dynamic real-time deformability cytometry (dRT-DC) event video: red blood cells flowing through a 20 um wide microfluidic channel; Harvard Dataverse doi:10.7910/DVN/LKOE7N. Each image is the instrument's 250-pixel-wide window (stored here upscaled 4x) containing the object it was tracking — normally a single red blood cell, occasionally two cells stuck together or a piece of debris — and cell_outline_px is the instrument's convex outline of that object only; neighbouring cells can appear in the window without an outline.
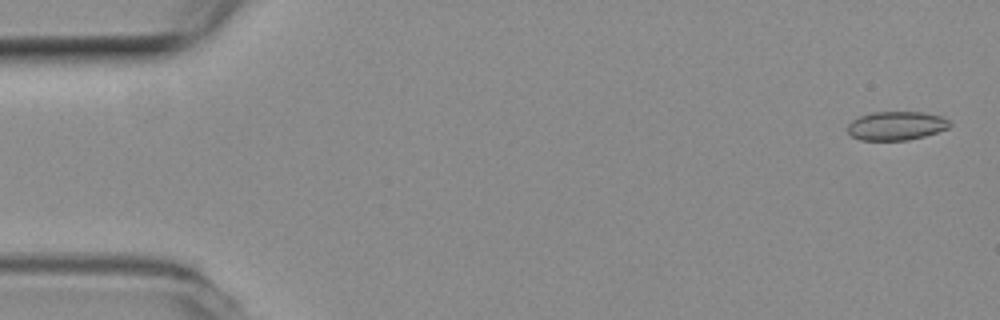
{"species": "common noctule bat (a hibernating species)", "species_latin": "Nyctalus noctula", "temperature_condition": "room temperature", "stored_images_in_passage": 5, "camera_frame_rate_fps": 3000, "um_per_image_px": 0.085, "animal": {"sex": "female", "body_mass_g": 19.3, "forearm_length_mm": 54.1}, "frame": {"image": 1, "passage_image": 1, "time_ms": 0.0, "image_size_px": [1000, 320], "cell_outline_px": [[952, 124], [948, 128], [924, 136], [908, 140], [860, 140], [852, 136], [848, 132], [848, 124], [852, 120], [860, 116], [872, 112], [924, 112], [944, 116]], "centroid_in_image_um": [76.2, 10.68], "position_along_channel_um": 8.8, "area_um2": 17.17}}
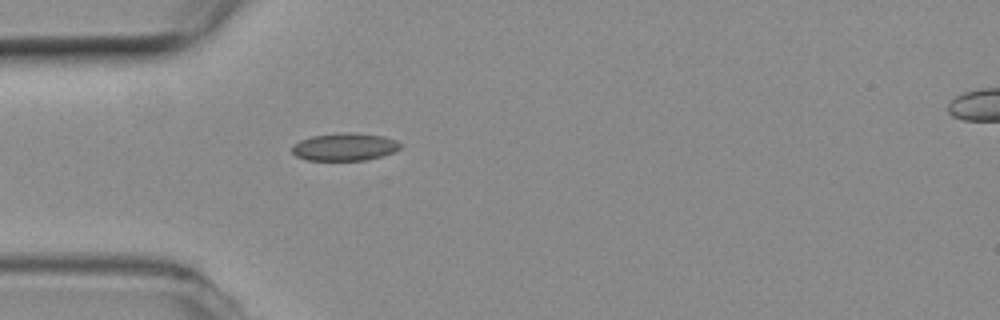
{"frame": {"image": 2, "passage_image": 5, "time_ms": 1.333, "image_size_px": [1000, 320], "cell_outline_px": [[400, 148], [396, 152], [384, 156], [368, 160], [308, 160], [296, 156], [292, 152], [292, 144], [300, 140], [312, 136], [344, 132], [356, 132], [384, 136], [396, 140], [400, 144]], "centroid_in_image_um": [29.32, 12.48], "position_along_channel_um": 55.7, "area_um2": 17.69}}